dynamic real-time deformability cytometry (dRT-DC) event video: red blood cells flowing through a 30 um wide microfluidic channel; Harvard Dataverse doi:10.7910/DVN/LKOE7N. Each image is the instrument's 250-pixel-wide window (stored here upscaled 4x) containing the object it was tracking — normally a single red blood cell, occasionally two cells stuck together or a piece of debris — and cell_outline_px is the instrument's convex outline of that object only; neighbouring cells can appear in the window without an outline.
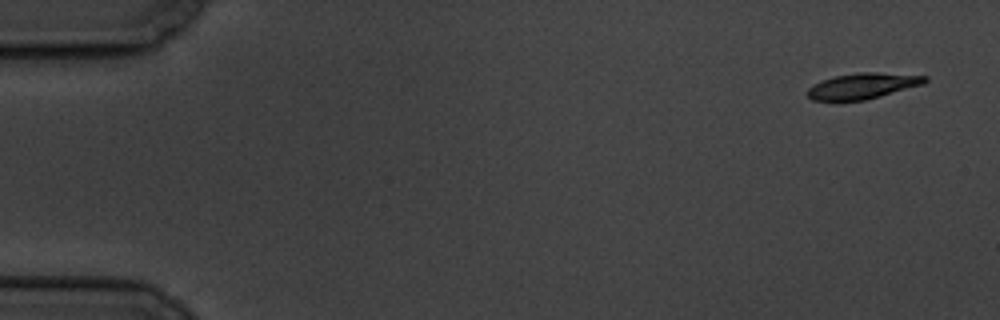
{"species": "common noctule bat (a hibernating species)", "species_latin": "Nyctalus noctula", "temperature_condition": "cold", "stored_images_in_passage": 9, "camera_frame_rate_fps": 3000, "um_per_image_px": 0.085, "animal": {"sex": "male", "body_mass_g": 19.5, "forearm_length_mm": 54.6}, "frame": {"image": 1, "passage_image": 1, "time_ms": 0.0, "image_size_px": [1000, 320], "cell_outline_px": [[928, 80], [924, 84], [880, 96], [864, 100], [836, 104], [812, 100], [804, 92], [812, 84], [836, 76], [860, 72], [876, 72], [928, 76]], "centroid_in_image_um": [73.24, 7.35], "position_along_channel_um": 11.8, "area_um2": 18.26}}
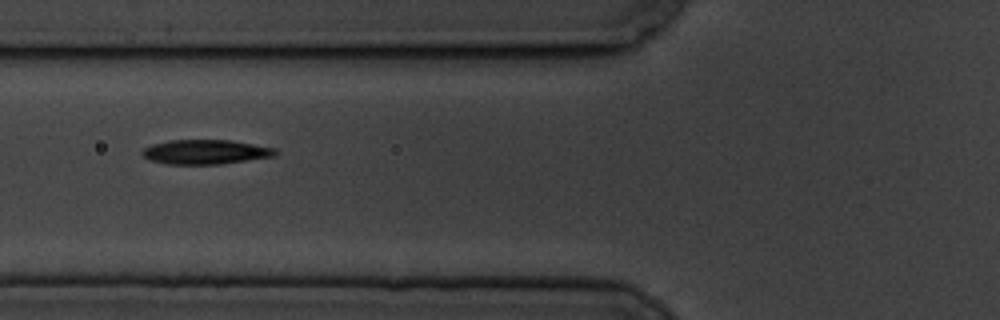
{"frame": {"image": 2, "passage_image": 6, "time_ms": 6.667, "image_size_px": [1000, 320], "cell_outline_px": [[280, 152], [276, 156], [220, 164], [168, 164], [148, 160], [140, 152], [144, 148], [152, 144], [168, 140], [232, 140], [276, 148]], "centroid_in_image_um": [17.49, 12.91], "position_along_channel_um": 108.3, "area_um2": 19.19}}
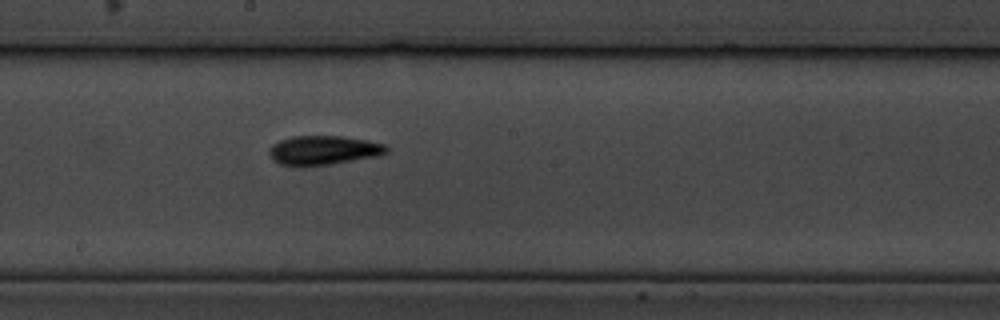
{"frame": {"image": 3, "passage_image": 9, "time_ms": 10.0, "image_size_px": [1000, 320], "cell_outline_px": [[388, 152], [380, 156], [328, 164], [300, 168], [280, 164], [272, 160], [268, 152], [268, 148], [272, 144], [280, 140], [292, 136], [340, 136], [368, 140], [384, 144], [388, 148]], "centroid_in_image_um": [27.45, 12.79], "position_along_channel_um": 220.8, "area_um2": 20.35}}